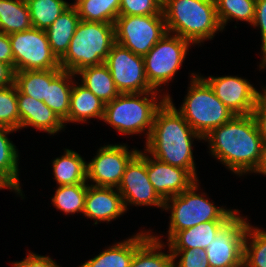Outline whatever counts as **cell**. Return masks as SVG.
I'll use <instances>...</instances> for the list:
<instances>
[{
	"mask_svg": "<svg viewBox=\"0 0 266 267\" xmlns=\"http://www.w3.org/2000/svg\"><path fill=\"white\" fill-rule=\"evenodd\" d=\"M165 95L167 100L155 113L144 150L162 162L186 169L198 180L192 144L194 139L203 140V138L176 110L170 95L168 93Z\"/></svg>",
	"mask_w": 266,
	"mask_h": 267,
	"instance_id": "6da1fadb",
	"label": "cell"
},
{
	"mask_svg": "<svg viewBox=\"0 0 266 267\" xmlns=\"http://www.w3.org/2000/svg\"><path fill=\"white\" fill-rule=\"evenodd\" d=\"M203 140L211 155L239 176L253 172L260 160L263 140L251 114L235 115Z\"/></svg>",
	"mask_w": 266,
	"mask_h": 267,
	"instance_id": "7a4b0ae2",
	"label": "cell"
},
{
	"mask_svg": "<svg viewBox=\"0 0 266 267\" xmlns=\"http://www.w3.org/2000/svg\"><path fill=\"white\" fill-rule=\"evenodd\" d=\"M162 13L167 33L192 44L213 40L222 31L217 18L215 0H163Z\"/></svg>",
	"mask_w": 266,
	"mask_h": 267,
	"instance_id": "3957f363",
	"label": "cell"
},
{
	"mask_svg": "<svg viewBox=\"0 0 266 267\" xmlns=\"http://www.w3.org/2000/svg\"><path fill=\"white\" fill-rule=\"evenodd\" d=\"M115 43L114 24L81 20L59 59L60 67L75 74L82 68L104 64Z\"/></svg>",
	"mask_w": 266,
	"mask_h": 267,
	"instance_id": "277c9868",
	"label": "cell"
},
{
	"mask_svg": "<svg viewBox=\"0 0 266 267\" xmlns=\"http://www.w3.org/2000/svg\"><path fill=\"white\" fill-rule=\"evenodd\" d=\"M158 92L119 94L105 104L103 121L123 135H137L143 132L145 134L146 131L147 141L155 113L167 100L166 95H163L159 102L156 98Z\"/></svg>",
	"mask_w": 266,
	"mask_h": 267,
	"instance_id": "5b68a950",
	"label": "cell"
},
{
	"mask_svg": "<svg viewBox=\"0 0 266 267\" xmlns=\"http://www.w3.org/2000/svg\"><path fill=\"white\" fill-rule=\"evenodd\" d=\"M191 74L188 93L180 109L176 110L192 129L204 138L211 130L231 120L235 114L217 98L199 73Z\"/></svg>",
	"mask_w": 266,
	"mask_h": 267,
	"instance_id": "8992f818",
	"label": "cell"
},
{
	"mask_svg": "<svg viewBox=\"0 0 266 267\" xmlns=\"http://www.w3.org/2000/svg\"><path fill=\"white\" fill-rule=\"evenodd\" d=\"M198 181L181 194L165 200L164 209L171 211L167 241L178 231L212 220H230L238 212V209L230 210L215 206L214 202L211 203L204 197L205 193L198 194Z\"/></svg>",
	"mask_w": 266,
	"mask_h": 267,
	"instance_id": "52a82bcc",
	"label": "cell"
},
{
	"mask_svg": "<svg viewBox=\"0 0 266 267\" xmlns=\"http://www.w3.org/2000/svg\"><path fill=\"white\" fill-rule=\"evenodd\" d=\"M115 42L144 57L167 34L164 15H119L114 23Z\"/></svg>",
	"mask_w": 266,
	"mask_h": 267,
	"instance_id": "ba28073f",
	"label": "cell"
},
{
	"mask_svg": "<svg viewBox=\"0 0 266 267\" xmlns=\"http://www.w3.org/2000/svg\"><path fill=\"white\" fill-rule=\"evenodd\" d=\"M190 41L167 33L143 57L145 75L149 85L156 91L171 81L186 58Z\"/></svg>",
	"mask_w": 266,
	"mask_h": 267,
	"instance_id": "9c48e42d",
	"label": "cell"
},
{
	"mask_svg": "<svg viewBox=\"0 0 266 267\" xmlns=\"http://www.w3.org/2000/svg\"><path fill=\"white\" fill-rule=\"evenodd\" d=\"M14 57V72L62 69L52 52L45 30L31 28L9 35Z\"/></svg>",
	"mask_w": 266,
	"mask_h": 267,
	"instance_id": "30bf717a",
	"label": "cell"
},
{
	"mask_svg": "<svg viewBox=\"0 0 266 267\" xmlns=\"http://www.w3.org/2000/svg\"><path fill=\"white\" fill-rule=\"evenodd\" d=\"M104 64L111 72L120 94L156 91L147 81L143 57L131 50L115 43Z\"/></svg>",
	"mask_w": 266,
	"mask_h": 267,
	"instance_id": "8fae6325",
	"label": "cell"
},
{
	"mask_svg": "<svg viewBox=\"0 0 266 267\" xmlns=\"http://www.w3.org/2000/svg\"><path fill=\"white\" fill-rule=\"evenodd\" d=\"M238 211L210 242L207 258L210 267H243V246L247 230V218Z\"/></svg>",
	"mask_w": 266,
	"mask_h": 267,
	"instance_id": "7c38bea8",
	"label": "cell"
},
{
	"mask_svg": "<svg viewBox=\"0 0 266 267\" xmlns=\"http://www.w3.org/2000/svg\"><path fill=\"white\" fill-rule=\"evenodd\" d=\"M125 210L128 205L157 206L164 209V200L155 191L147 173V152L144 150L129 162L118 186Z\"/></svg>",
	"mask_w": 266,
	"mask_h": 267,
	"instance_id": "4fadbf2b",
	"label": "cell"
},
{
	"mask_svg": "<svg viewBox=\"0 0 266 267\" xmlns=\"http://www.w3.org/2000/svg\"><path fill=\"white\" fill-rule=\"evenodd\" d=\"M139 153L132 151L124 144L105 145L100 147L97 155L87 163V180L96 187H115L120 185L129 162Z\"/></svg>",
	"mask_w": 266,
	"mask_h": 267,
	"instance_id": "5bb4252c",
	"label": "cell"
},
{
	"mask_svg": "<svg viewBox=\"0 0 266 267\" xmlns=\"http://www.w3.org/2000/svg\"><path fill=\"white\" fill-rule=\"evenodd\" d=\"M217 98L235 115H249L261 92L246 79L237 76L202 77Z\"/></svg>",
	"mask_w": 266,
	"mask_h": 267,
	"instance_id": "9a60e30c",
	"label": "cell"
},
{
	"mask_svg": "<svg viewBox=\"0 0 266 267\" xmlns=\"http://www.w3.org/2000/svg\"><path fill=\"white\" fill-rule=\"evenodd\" d=\"M147 173L155 191L164 201L181 194L196 181L186 169L150 157L148 152Z\"/></svg>",
	"mask_w": 266,
	"mask_h": 267,
	"instance_id": "2e32d148",
	"label": "cell"
},
{
	"mask_svg": "<svg viewBox=\"0 0 266 267\" xmlns=\"http://www.w3.org/2000/svg\"><path fill=\"white\" fill-rule=\"evenodd\" d=\"M126 212L122 196L115 187L88 185L83 213L98 222H110Z\"/></svg>",
	"mask_w": 266,
	"mask_h": 267,
	"instance_id": "e0dca14e",
	"label": "cell"
},
{
	"mask_svg": "<svg viewBox=\"0 0 266 267\" xmlns=\"http://www.w3.org/2000/svg\"><path fill=\"white\" fill-rule=\"evenodd\" d=\"M17 102L20 116V129L35 127L36 129L54 135L61 131L64 122L43 101L22 94L17 89Z\"/></svg>",
	"mask_w": 266,
	"mask_h": 267,
	"instance_id": "ac0fdd59",
	"label": "cell"
},
{
	"mask_svg": "<svg viewBox=\"0 0 266 267\" xmlns=\"http://www.w3.org/2000/svg\"><path fill=\"white\" fill-rule=\"evenodd\" d=\"M150 235V231H141L131 238L109 246L79 267H130L136 249Z\"/></svg>",
	"mask_w": 266,
	"mask_h": 267,
	"instance_id": "d6986e66",
	"label": "cell"
},
{
	"mask_svg": "<svg viewBox=\"0 0 266 267\" xmlns=\"http://www.w3.org/2000/svg\"><path fill=\"white\" fill-rule=\"evenodd\" d=\"M73 83L70 97L68 123H85L90 118L103 120L105 104L83 85Z\"/></svg>",
	"mask_w": 266,
	"mask_h": 267,
	"instance_id": "ffe728a7",
	"label": "cell"
},
{
	"mask_svg": "<svg viewBox=\"0 0 266 267\" xmlns=\"http://www.w3.org/2000/svg\"><path fill=\"white\" fill-rule=\"evenodd\" d=\"M229 220H212L178 231L169 241L170 249H206Z\"/></svg>",
	"mask_w": 266,
	"mask_h": 267,
	"instance_id": "44dd1931",
	"label": "cell"
},
{
	"mask_svg": "<svg viewBox=\"0 0 266 267\" xmlns=\"http://www.w3.org/2000/svg\"><path fill=\"white\" fill-rule=\"evenodd\" d=\"M80 21L76 8L70 6L45 30L51 50L58 59L66 53Z\"/></svg>",
	"mask_w": 266,
	"mask_h": 267,
	"instance_id": "7402d4cb",
	"label": "cell"
},
{
	"mask_svg": "<svg viewBox=\"0 0 266 267\" xmlns=\"http://www.w3.org/2000/svg\"><path fill=\"white\" fill-rule=\"evenodd\" d=\"M75 75L80 76L81 85L90 90L104 104L111 102L120 94L105 64L82 68Z\"/></svg>",
	"mask_w": 266,
	"mask_h": 267,
	"instance_id": "603a6c76",
	"label": "cell"
},
{
	"mask_svg": "<svg viewBox=\"0 0 266 267\" xmlns=\"http://www.w3.org/2000/svg\"><path fill=\"white\" fill-rule=\"evenodd\" d=\"M75 74L62 70L47 85L46 99L43 102L65 123H68L70 97ZM74 78V79H72Z\"/></svg>",
	"mask_w": 266,
	"mask_h": 267,
	"instance_id": "cb8c5ba5",
	"label": "cell"
},
{
	"mask_svg": "<svg viewBox=\"0 0 266 267\" xmlns=\"http://www.w3.org/2000/svg\"><path fill=\"white\" fill-rule=\"evenodd\" d=\"M52 166L58 186L88 183L87 163L73 150L65 149L64 155L53 160Z\"/></svg>",
	"mask_w": 266,
	"mask_h": 267,
	"instance_id": "d4e9b609",
	"label": "cell"
},
{
	"mask_svg": "<svg viewBox=\"0 0 266 267\" xmlns=\"http://www.w3.org/2000/svg\"><path fill=\"white\" fill-rule=\"evenodd\" d=\"M16 130L0 126V175L13 187L14 192L22 196L19 182V153L16 146L8 138V134Z\"/></svg>",
	"mask_w": 266,
	"mask_h": 267,
	"instance_id": "484cf974",
	"label": "cell"
},
{
	"mask_svg": "<svg viewBox=\"0 0 266 267\" xmlns=\"http://www.w3.org/2000/svg\"><path fill=\"white\" fill-rule=\"evenodd\" d=\"M61 71L62 69L14 72V84L22 94L43 101L46 99L47 85H50Z\"/></svg>",
	"mask_w": 266,
	"mask_h": 267,
	"instance_id": "4316f807",
	"label": "cell"
},
{
	"mask_svg": "<svg viewBox=\"0 0 266 267\" xmlns=\"http://www.w3.org/2000/svg\"><path fill=\"white\" fill-rule=\"evenodd\" d=\"M161 237L150 235L135 251L130 267H175V259L162 252L164 243Z\"/></svg>",
	"mask_w": 266,
	"mask_h": 267,
	"instance_id": "83f0119b",
	"label": "cell"
},
{
	"mask_svg": "<svg viewBox=\"0 0 266 267\" xmlns=\"http://www.w3.org/2000/svg\"><path fill=\"white\" fill-rule=\"evenodd\" d=\"M32 28L25 0H0V31L10 35Z\"/></svg>",
	"mask_w": 266,
	"mask_h": 267,
	"instance_id": "f1b7e54d",
	"label": "cell"
},
{
	"mask_svg": "<svg viewBox=\"0 0 266 267\" xmlns=\"http://www.w3.org/2000/svg\"><path fill=\"white\" fill-rule=\"evenodd\" d=\"M80 20L114 24L120 0H83L75 6Z\"/></svg>",
	"mask_w": 266,
	"mask_h": 267,
	"instance_id": "f546056e",
	"label": "cell"
},
{
	"mask_svg": "<svg viewBox=\"0 0 266 267\" xmlns=\"http://www.w3.org/2000/svg\"><path fill=\"white\" fill-rule=\"evenodd\" d=\"M33 28L46 30L70 4L65 0H26Z\"/></svg>",
	"mask_w": 266,
	"mask_h": 267,
	"instance_id": "4dcf8cb0",
	"label": "cell"
},
{
	"mask_svg": "<svg viewBox=\"0 0 266 267\" xmlns=\"http://www.w3.org/2000/svg\"><path fill=\"white\" fill-rule=\"evenodd\" d=\"M243 267H266V231L249 222L243 246Z\"/></svg>",
	"mask_w": 266,
	"mask_h": 267,
	"instance_id": "1f68e13d",
	"label": "cell"
},
{
	"mask_svg": "<svg viewBox=\"0 0 266 267\" xmlns=\"http://www.w3.org/2000/svg\"><path fill=\"white\" fill-rule=\"evenodd\" d=\"M256 0H215L217 18L222 30L233 18L252 25Z\"/></svg>",
	"mask_w": 266,
	"mask_h": 267,
	"instance_id": "d6a6232c",
	"label": "cell"
},
{
	"mask_svg": "<svg viewBox=\"0 0 266 267\" xmlns=\"http://www.w3.org/2000/svg\"><path fill=\"white\" fill-rule=\"evenodd\" d=\"M89 184L61 185L52 197L53 205L67 214L83 213Z\"/></svg>",
	"mask_w": 266,
	"mask_h": 267,
	"instance_id": "836d02e7",
	"label": "cell"
},
{
	"mask_svg": "<svg viewBox=\"0 0 266 267\" xmlns=\"http://www.w3.org/2000/svg\"><path fill=\"white\" fill-rule=\"evenodd\" d=\"M0 126L20 130L17 87L14 83L0 88Z\"/></svg>",
	"mask_w": 266,
	"mask_h": 267,
	"instance_id": "e575fe53",
	"label": "cell"
},
{
	"mask_svg": "<svg viewBox=\"0 0 266 267\" xmlns=\"http://www.w3.org/2000/svg\"><path fill=\"white\" fill-rule=\"evenodd\" d=\"M163 0H120L119 15L162 14Z\"/></svg>",
	"mask_w": 266,
	"mask_h": 267,
	"instance_id": "d590c367",
	"label": "cell"
},
{
	"mask_svg": "<svg viewBox=\"0 0 266 267\" xmlns=\"http://www.w3.org/2000/svg\"><path fill=\"white\" fill-rule=\"evenodd\" d=\"M173 258L180 257L175 267H210L206 249H170Z\"/></svg>",
	"mask_w": 266,
	"mask_h": 267,
	"instance_id": "8d00e7d4",
	"label": "cell"
},
{
	"mask_svg": "<svg viewBox=\"0 0 266 267\" xmlns=\"http://www.w3.org/2000/svg\"><path fill=\"white\" fill-rule=\"evenodd\" d=\"M253 27H259L261 31V53L262 62L259 65L260 69H264L266 67V0H256L255 4V18L252 23Z\"/></svg>",
	"mask_w": 266,
	"mask_h": 267,
	"instance_id": "74e56055",
	"label": "cell"
},
{
	"mask_svg": "<svg viewBox=\"0 0 266 267\" xmlns=\"http://www.w3.org/2000/svg\"><path fill=\"white\" fill-rule=\"evenodd\" d=\"M262 89L263 92L260 93L251 115L254 117L263 143H266V87Z\"/></svg>",
	"mask_w": 266,
	"mask_h": 267,
	"instance_id": "f35d334b",
	"label": "cell"
},
{
	"mask_svg": "<svg viewBox=\"0 0 266 267\" xmlns=\"http://www.w3.org/2000/svg\"><path fill=\"white\" fill-rule=\"evenodd\" d=\"M11 264L13 267H60L49 256H41L33 252H30L24 260Z\"/></svg>",
	"mask_w": 266,
	"mask_h": 267,
	"instance_id": "ab89813d",
	"label": "cell"
},
{
	"mask_svg": "<svg viewBox=\"0 0 266 267\" xmlns=\"http://www.w3.org/2000/svg\"><path fill=\"white\" fill-rule=\"evenodd\" d=\"M0 61L14 70V57L11 50L9 35L0 31Z\"/></svg>",
	"mask_w": 266,
	"mask_h": 267,
	"instance_id": "60d3db41",
	"label": "cell"
},
{
	"mask_svg": "<svg viewBox=\"0 0 266 267\" xmlns=\"http://www.w3.org/2000/svg\"><path fill=\"white\" fill-rule=\"evenodd\" d=\"M14 83V70L6 63L0 61V88Z\"/></svg>",
	"mask_w": 266,
	"mask_h": 267,
	"instance_id": "b9f144b4",
	"label": "cell"
},
{
	"mask_svg": "<svg viewBox=\"0 0 266 267\" xmlns=\"http://www.w3.org/2000/svg\"><path fill=\"white\" fill-rule=\"evenodd\" d=\"M252 173H261L266 175V143H263L260 160Z\"/></svg>",
	"mask_w": 266,
	"mask_h": 267,
	"instance_id": "7bdbcfd3",
	"label": "cell"
},
{
	"mask_svg": "<svg viewBox=\"0 0 266 267\" xmlns=\"http://www.w3.org/2000/svg\"><path fill=\"white\" fill-rule=\"evenodd\" d=\"M9 188L13 191V187L0 175V189H7Z\"/></svg>",
	"mask_w": 266,
	"mask_h": 267,
	"instance_id": "ee69618b",
	"label": "cell"
},
{
	"mask_svg": "<svg viewBox=\"0 0 266 267\" xmlns=\"http://www.w3.org/2000/svg\"><path fill=\"white\" fill-rule=\"evenodd\" d=\"M80 1H83V0H75L73 4H71L70 6H76Z\"/></svg>",
	"mask_w": 266,
	"mask_h": 267,
	"instance_id": "f6af8a7d",
	"label": "cell"
}]
</instances>
